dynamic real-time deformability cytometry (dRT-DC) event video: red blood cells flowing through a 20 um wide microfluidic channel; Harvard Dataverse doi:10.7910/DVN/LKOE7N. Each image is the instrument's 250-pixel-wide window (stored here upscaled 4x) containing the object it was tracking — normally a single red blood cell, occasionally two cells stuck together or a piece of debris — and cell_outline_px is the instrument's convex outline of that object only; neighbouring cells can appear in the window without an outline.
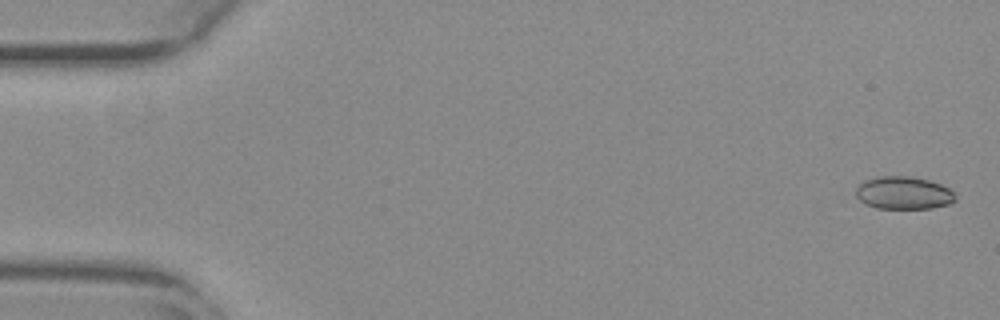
{"species": "common noctule bat (a hibernating species)", "species_latin": "Nyctalus noctula", "temperature_condition": "warm", "stored_images_in_passage": 49, "camera_frame_rate_fps": 3000, "um_per_image_px": 0.085, "animal": {"sex": "female", "body_mass_g": 29.2, "forearm_length_mm": 56.3}, "frame": {"image": 1, "passage_image": 1, "time_ms": 0.0, "image_size_px": [1000, 320], "cell_outline_px": [[956, 200], [948, 204], [932, 208], [876, 208], [864, 204], [856, 196], [856, 188], [864, 180], [880, 176], [908, 176], [928, 180], [940, 184], [948, 188], [956, 196]], "centroid_in_image_um": [76.78, 16.4], "position_along_channel_um": 8.2, "area_um2": 18.9}}
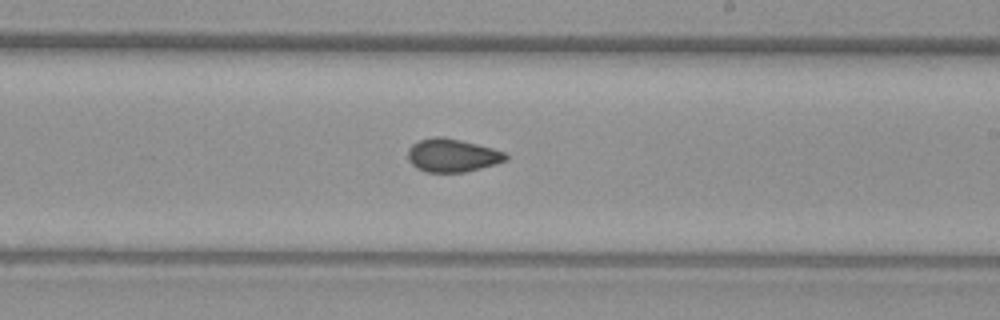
{"frame": {"image": 2, "passage_image": 32, "time_ms": 10.333, "image_size_px": [1000, 320], "cell_outline_px": [[508, 160], [496, 164], [464, 172], [424, 172], [416, 168], [408, 160], [408, 148], [412, 144], [420, 140], [432, 136], [444, 136], [492, 148], [504, 152], [508, 156]], "centroid_in_image_um": [38.42, 13.2], "position_along_channel_um": 250.6, "area_um2": 19.02}}
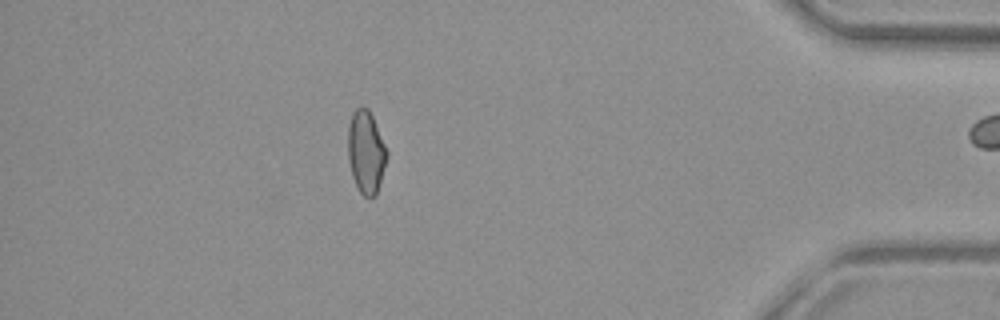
{"frame": {"image": 3, "passage_image": 48, "time_ms": 15.667, "image_size_px": [1000, 320], "cell_outline_px": [[388, 156], [376, 196], [368, 200], [360, 192], [352, 176], [348, 160], [348, 124], [352, 112], [356, 108], [368, 108], [372, 116], [388, 152]], "centroid_in_image_um": [31.1, 12.96], "position_along_channel_um": 404.1, "area_um2": 18.84}}